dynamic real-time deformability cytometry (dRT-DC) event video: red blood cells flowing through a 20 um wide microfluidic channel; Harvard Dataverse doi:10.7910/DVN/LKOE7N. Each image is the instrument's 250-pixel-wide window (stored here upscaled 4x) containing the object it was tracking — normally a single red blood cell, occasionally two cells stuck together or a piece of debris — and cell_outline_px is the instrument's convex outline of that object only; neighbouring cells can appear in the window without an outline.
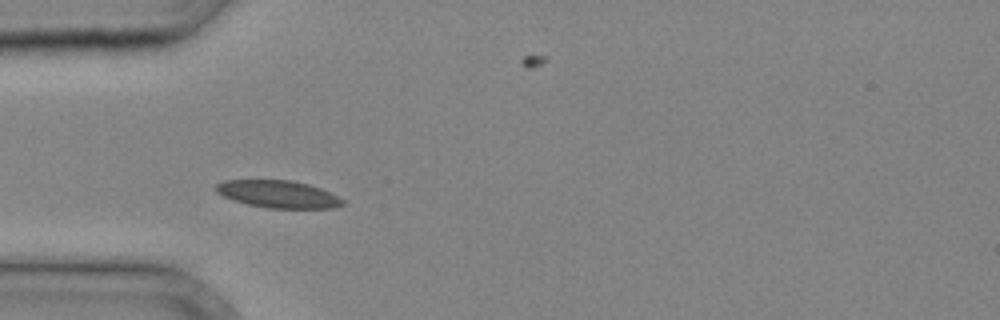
{"species": "common noctule bat (a hibernating species)", "species_latin": "Nyctalus noctula", "temperature_condition": "cold", "stored_images_in_passage": 33, "camera_frame_rate_fps": 3000, "um_per_image_px": 0.085, "animal": {"sex": "male", "body_mass_g": 20.4}, "frame": {"image": 1, "passage_image": 8, "time_ms": 2.333, "image_size_px": [1000, 320], "cell_outline_px": [[348, 204], [336, 208], [268, 208], [248, 204], [232, 200], [216, 192], [216, 184], [224, 180], [292, 180], [308, 184], [320, 188], [344, 200]], "centroid_in_image_um": [23.67, 16.51], "position_along_channel_um": 61.3, "area_um2": 20.23}}
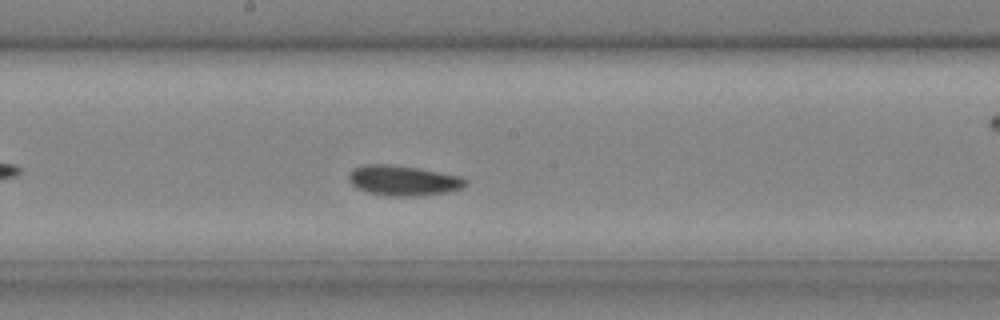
{"frame": {"image": 2, "passage_image": 17, "time_ms": 5.333, "image_size_px": [1000, 320], "cell_outline_px": [[468, 184], [460, 188], [448, 192], [416, 196], [384, 196], [368, 192], [356, 188], [348, 180], [348, 172], [352, 168], [364, 164], [392, 164], [420, 168], [460, 176], [468, 180]], "centroid_in_image_um": [34.24, 15.33], "position_along_channel_um": 214.0, "area_um2": 20.87}}
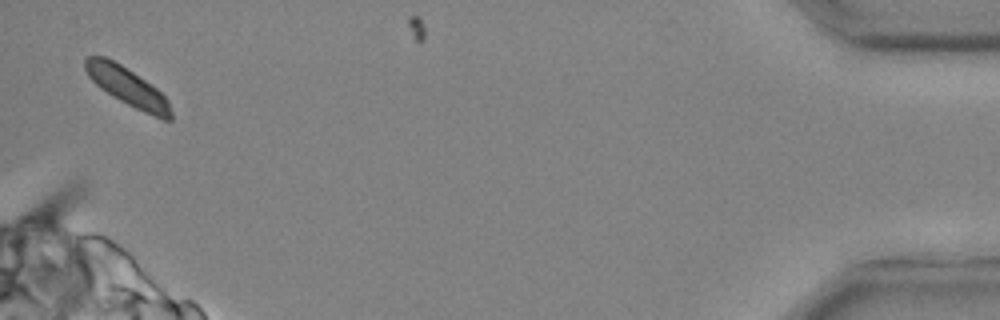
{"frame": {"image": 3, "passage_image": 33, "time_ms": 10.667, "image_size_px": [1000, 320], "cell_outline_px": [[172, 120], [164, 120], [144, 112], [112, 96], [100, 88], [88, 76], [84, 68], [84, 60], [88, 56], [104, 56], [120, 64], [156, 88], [168, 100], [172, 112]], "centroid_in_image_um": [10.82, 7.37], "position_along_channel_um": 424.4, "area_um2": 18.84}}